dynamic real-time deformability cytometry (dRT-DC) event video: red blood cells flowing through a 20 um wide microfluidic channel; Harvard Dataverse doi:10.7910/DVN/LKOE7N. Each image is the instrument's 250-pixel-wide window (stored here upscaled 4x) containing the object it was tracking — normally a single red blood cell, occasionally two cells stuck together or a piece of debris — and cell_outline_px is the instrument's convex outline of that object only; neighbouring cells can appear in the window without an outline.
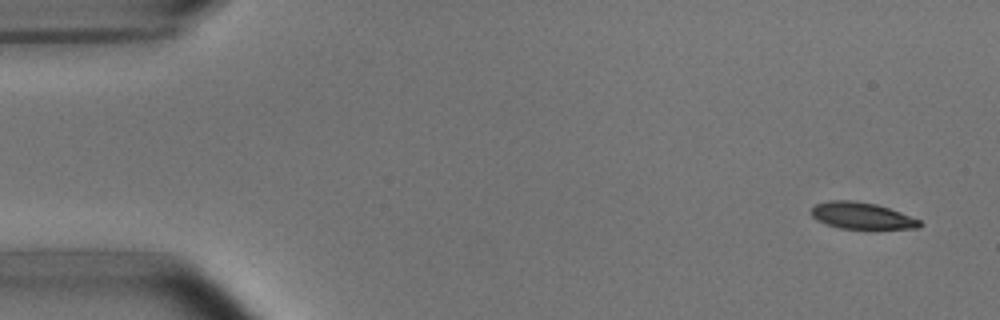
{"species": "common noctule bat (a hibernating species)", "species_latin": "Nyctalus noctula", "temperature_condition": "room temperature", "stored_images_in_passage": 5, "camera_frame_rate_fps": 3000, "um_per_image_px": 0.085, "animal": {"sex": "male", "body_mass_g": 15.6}, "frame": {"image": 1, "passage_image": 1, "time_ms": 0.0, "image_size_px": [1000, 320], "cell_outline_px": [[924, 224], [920, 228], [840, 228], [816, 220], [808, 212], [816, 204], [828, 200], [856, 200], [876, 204], [900, 212], [920, 220]], "centroid_in_image_um": [73.22, 18.32], "position_along_channel_um": 11.8, "area_um2": 16.76}}
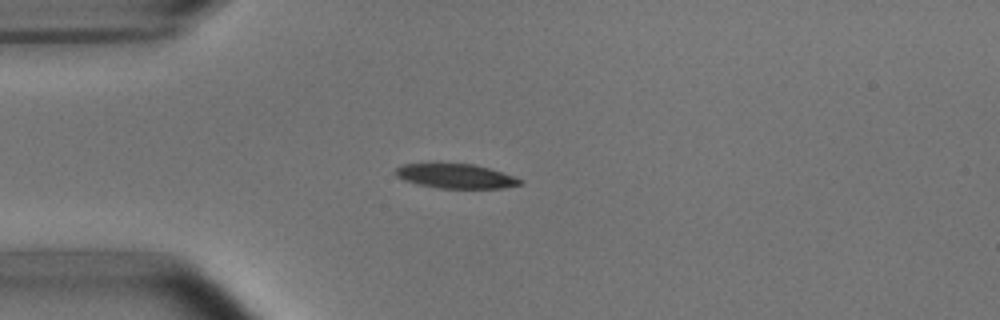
{"frame": {"image": 2, "passage_image": 4, "time_ms": 3.667, "image_size_px": [1000, 320], "cell_outline_px": [[524, 184], [500, 188], [440, 188], [416, 184], [404, 180], [396, 176], [396, 168], [404, 164], [472, 164], [488, 168], [512, 176], [520, 180]], "centroid_in_image_um": [38.71, 14.98], "position_along_channel_um": 46.3, "area_um2": 17.34}}